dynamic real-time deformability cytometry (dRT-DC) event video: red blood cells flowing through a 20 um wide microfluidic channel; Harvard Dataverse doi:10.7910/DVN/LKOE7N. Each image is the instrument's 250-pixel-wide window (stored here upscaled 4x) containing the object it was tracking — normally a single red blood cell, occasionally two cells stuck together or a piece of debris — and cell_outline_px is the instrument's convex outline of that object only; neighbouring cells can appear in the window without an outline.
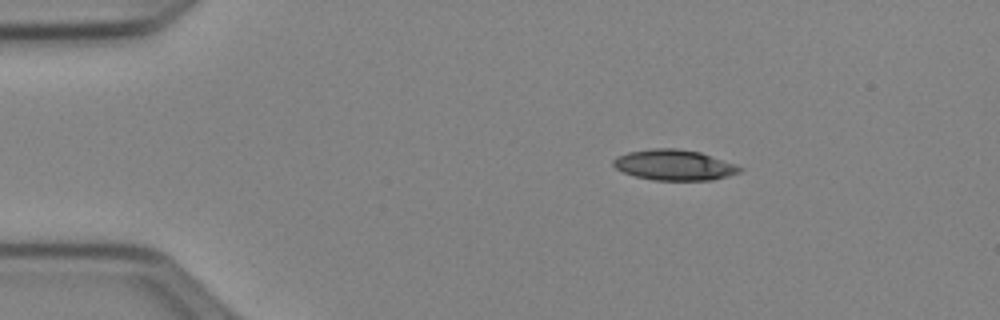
{"species": "Egyptian fruit bat (a non-hibernating species)", "species_latin": "Rousettus aegyptiacus", "temperature_condition": "cold", "stored_images_in_passage": 44, "camera_frame_rate_fps": 3000, "um_per_image_px": 0.085, "animal": {"sex": "female"}, "frame": {"image": 1, "passage_image": 1, "time_ms": 0.0, "image_size_px": [1000, 320], "cell_outline_px": [[744, 168], [740, 172], [728, 176], [712, 180], [652, 180], [636, 176], [624, 172], [616, 168], [612, 164], [612, 160], [616, 156], [628, 152], [652, 148], [676, 148], [700, 152]], "centroid_in_image_um": [57.27, 14.02], "position_along_channel_um": 27.7, "area_um2": 22.43}}
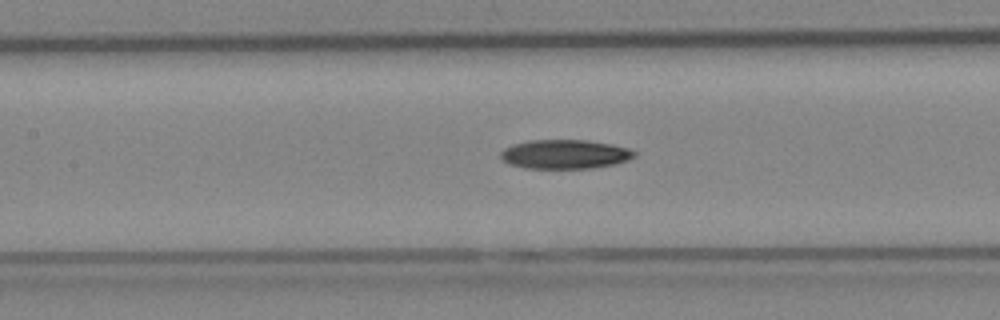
{"frame": {"image": 2, "passage_image": 16, "time_ms": 5.0, "image_size_px": [1000, 320], "cell_outline_px": [[636, 156], [628, 160], [616, 164], [592, 168], [524, 168], [508, 164], [500, 160], [500, 152], [504, 148], [512, 144], [528, 140], [588, 140], [612, 144], [628, 148], [636, 152]], "centroid_in_image_um": [47.99, 13.11], "position_along_channel_um": 159.4, "area_um2": 23.0}}
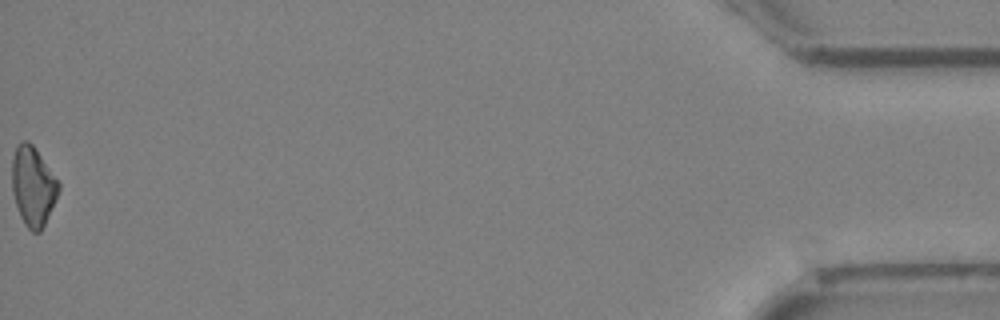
{"frame": {"image": 3, "passage_image": 44, "time_ms": 14.333, "image_size_px": [1000, 320], "cell_outline_px": [[60, 188], [44, 224], [40, 232], [32, 232], [24, 224], [20, 216], [12, 192], [12, 156], [16, 144], [24, 140], [28, 140], [32, 144], [60, 184]], "centroid_in_image_um": [2.77, 15.81], "position_along_channel_um": 432.4, "area_um2": 21.27}, "authors_computed_cell_mechanics": {"area_um2": 22.4553, "velocity_mm_per_s": 3.9798, "shape_relaxation_time_tau1_ms": 8.6373, "shape_relaxation_time_tau2_ms": null, "deformation_change_tau1": 0.1679, "deformation_change_tau2": null}}